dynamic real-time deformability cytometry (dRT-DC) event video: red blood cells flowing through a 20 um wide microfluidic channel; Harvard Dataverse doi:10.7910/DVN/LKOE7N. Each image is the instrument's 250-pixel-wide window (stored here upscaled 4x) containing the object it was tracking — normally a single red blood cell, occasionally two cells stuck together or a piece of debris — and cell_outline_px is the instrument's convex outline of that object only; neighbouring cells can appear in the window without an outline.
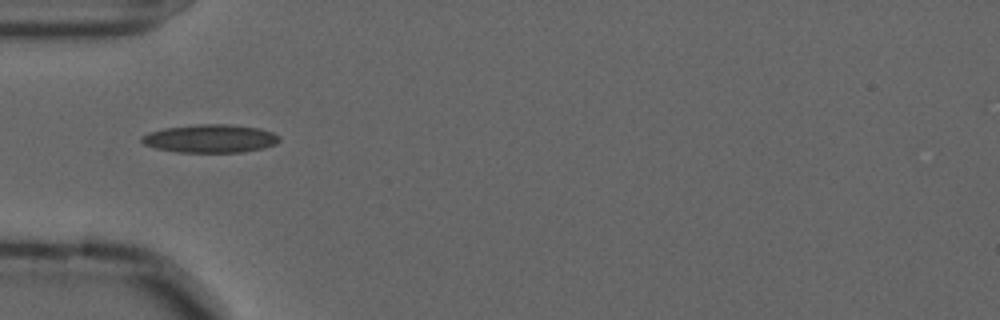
{"species": "common noctule bat (a hibernating species)", "species_latin": "Nyctalus noctula", "temperature_condition": "cold", "stored_images_in_passage": 34, "camera_frame_rate_fps": 3000, "um_per_image_px": 0.085, "animal": {"sex": "male", "forearm_length_mm": 52.5}, "frame": {"image": 1, "passage_image": 1, "time_ms": 0.0, "image_size_px": [1000, 320], "cell_outline_px": [[280, 140], [276, 144], [264, 148], [240, 152], [176, 152], [156, 148], [144, 144], [140, 140], [140, 136], [148, 132], [164, 128], [196, 124], [228, 124], [260, 128], [272, 132], [280, 136]], "centroid_in_image_um": [17.87, 11.77], "position_along_channel_um": 67.1, "area_um2": 22.77}}
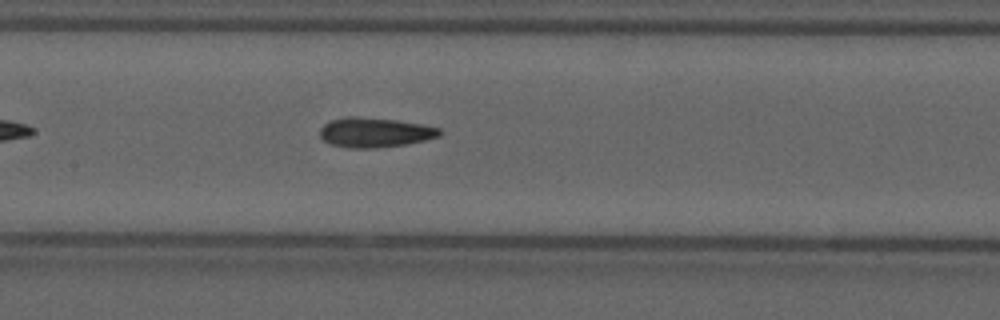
{"frame": {"image": 2, "passage_image": 10, "time_ms": 3.0, "image_size_px": [1000, 320], "cell_outline_px": [[444, 132], [440, 136], [424, 140], [404, 144], [376, 148], [348, 148], [332, 144], [324, 140], [320, 136], [320, 128], [324, 124], [332, 120], [344, 116], [356, 116], [396, 120], [420, 124], [440, 128]], "centroid_in_image_um": [31.86, 11.25], "position_along_channel_um": 175.5, "area_um2": 20.69}}
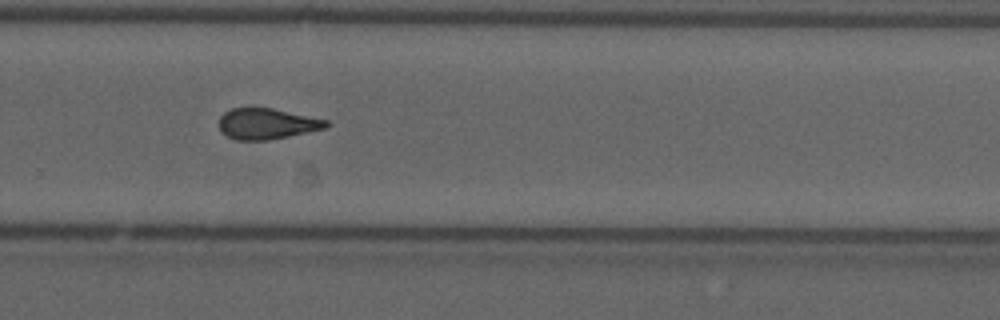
{"frame": {"image": 3, "passage_image": 21, "time_ms": 6.667, "image_size_px": [1000, 320], "cell_outline_px": [[328, 124], [324, 128], [288, 136], [268, 140], [236, 140], [220, 132], [220, 116], [224, 112], [232, 108], [272, 108], [328, 120]], "centroid_in_image_um": [22.64, 10.52], "position_along_channel_um": 307.2, "area_um2": 19.02}, "authors_computed_cell_mechanics": {"area_um2": 19.8543, "velocity_mm_per_s": 3.6049, "shape_relaxation_time_tau1_ms": null, "shape_relaxation_time_tau2_ms": 2.7767, "deformation_change_tau1": null, "deformation_change_tau2": 0.1148}}